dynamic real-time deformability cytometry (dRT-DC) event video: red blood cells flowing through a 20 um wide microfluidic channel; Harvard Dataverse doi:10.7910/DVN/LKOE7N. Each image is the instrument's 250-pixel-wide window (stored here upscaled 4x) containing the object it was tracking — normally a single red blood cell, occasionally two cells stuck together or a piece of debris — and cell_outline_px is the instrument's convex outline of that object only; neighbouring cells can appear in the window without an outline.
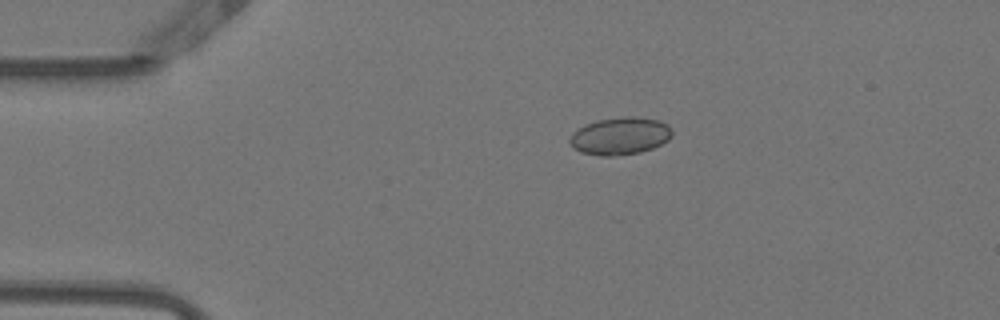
{"species": "Egyptian fruit bat (a non-hibernating species)", "species_latin": "Rousettus aegyptiacus", "temperature_condition": "warm", "stored_images_in_passage": 38, "camera_frame_rate_fps": 3000, "um_per_image_px": 0.085, "animal": {"sex": "female"}, "frame": {"image": 1, "passage_image": 1, "time_ms": 0.0, "image_size_px": [1000, 320], "cell_outline_px": [[672, 136], [668, 140], [652, 148], [640, 152], [612, 156], [600, 156], [580, 152], [572, 148], [568, 140], [572, 132], [584, 124], [600, 120], [628, 116], [636, 116], [660, 120], [668, 124], [672, 132]], "centroid_in_image_um": [52.68, 11.56], "position_along_channel_um": 32.3, "area_um2": 22.48}}
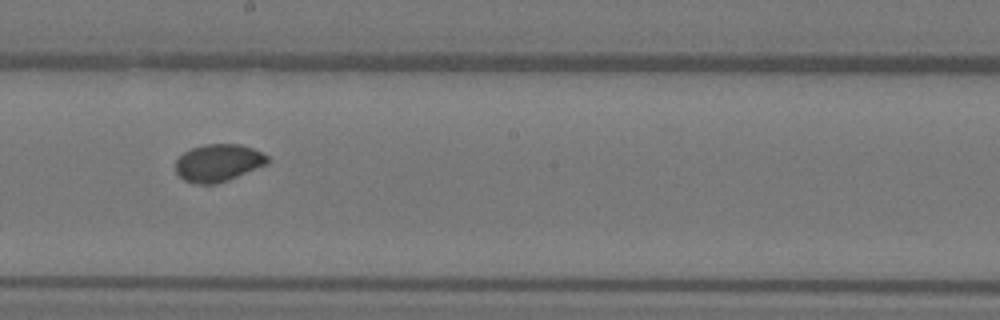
{"frame": {"image": 2, "passage_image": 20, "time_ms": 6.333, "image_size_px": [1000, 320], "cell_outline_px": [[268, 164], [228, 180], [216, 184], [192, 184], [184, 180], [176, 172], [176, 160], [184, 152], [192, 148], [204, 144], [240, 144], [252, 148], [268, 156]], "centroid_in_image_um": [18.54, 13.85], "position_along_channel_um": 229.7, "area_um2": 20.06}}
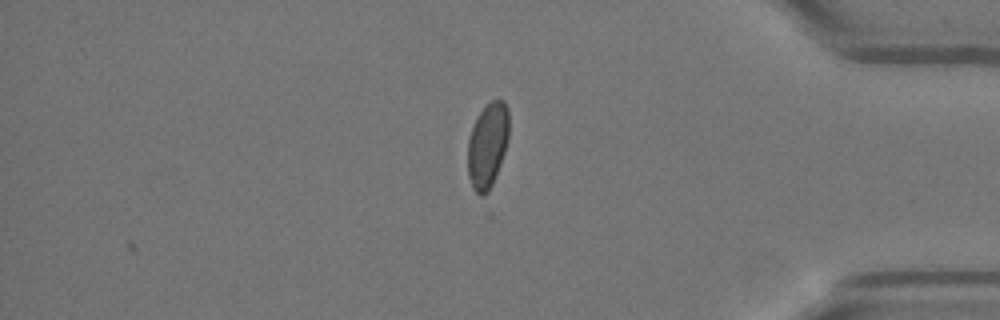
{"frame": {"image": 3, "passage_image": 35, "time_ms": 11.333, "image_size_px": [1000, 320], "cell_outline_px": [[508, 140], [500, 164], [492, 184], [488, 192], [484, 196], [480, 196], [472, 188], [468, 176], [468, 140], [472, 128], [480, 112], [492, 100], [504, 100], [508, 108]], "centroid_in_image_um": [41.44, 12.38], "position_along_channel_um": 393.8, "area_um2": 20.23}}